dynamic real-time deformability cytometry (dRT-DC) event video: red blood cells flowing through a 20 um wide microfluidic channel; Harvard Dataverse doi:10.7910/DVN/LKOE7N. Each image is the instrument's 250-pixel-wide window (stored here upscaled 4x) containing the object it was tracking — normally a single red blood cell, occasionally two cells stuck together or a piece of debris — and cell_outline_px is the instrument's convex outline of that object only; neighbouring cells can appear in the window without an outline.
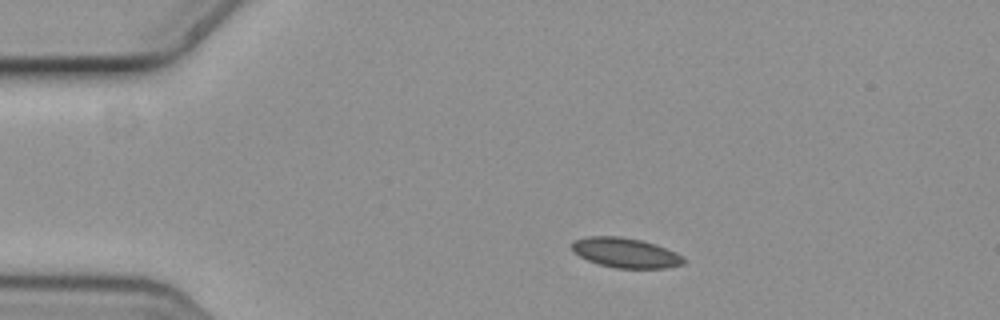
{"species": "common noctule bat (a hibernating species)", "species_latin": "Nyctalus noctula", "temperature_condition": "cold", "stored_images_in_passage": 4, "camera_frame_rate_fps": 3000, "um_per_image_px": 0.085, "animal": {"sex": "female", "body_mass_g": 19.3, "forearm_length_mm": 54.1}, "frame": {"image": 1, "passage_image": 1, "time_ms": 0.0, "image_size_px": [1000, 320], "cell_outline_px": [[688, 260], [684, 264], [668, 268], [616, 268], [600, 264], [588, 260], [572, 252], [572, 240], [588, 236], [620, 236], [640, 240], [656, 244], [676, 252], [684, 256]], "centroid_in_image_um": [53.21, 21.48], "position_along_channel_um": 31.8, "area_um2": 19.65}}
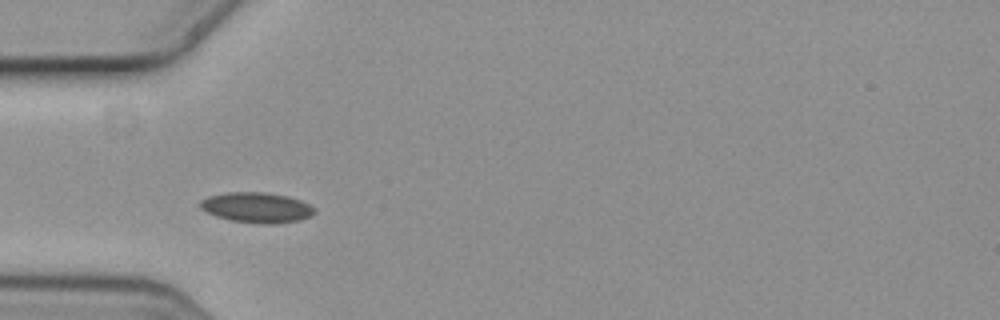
{"frame": {"image": 2, "passage_image": 3, "time_ms": 0.667, "image_size_px": [1000, 320], "cell_outline_px": [[316, 212], [312, 216], [300, 220], [272, 224], [264, 224], [232, 220], [216, 216], [200, 208], [200, 200], [208, 196], [224, 192], [264, 192], [288, 196], [300, 200], [316, 208]], "centroid_in_image_um": [21.84, 17.63], "position_along_channel_um": 63.2, "area_um2": 20.23}}
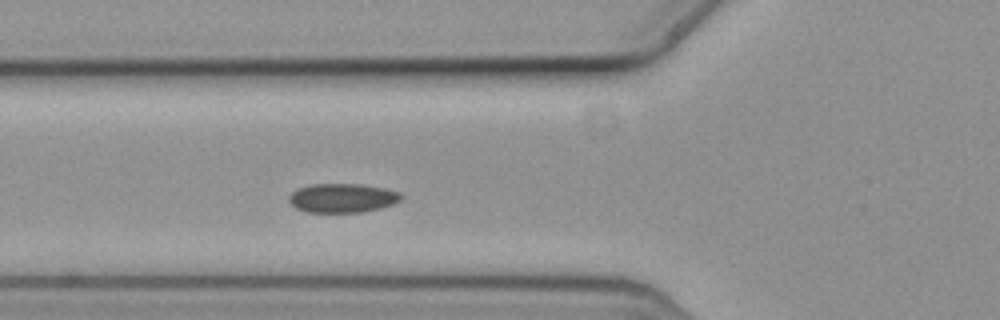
{"frame": {"image": 3, "passage_image": 4, "time_ms": 1.0, "image_size_px": [1000, 320], "cell_outline_px": [[404, 196], [400, 200], [392, 204], [380, 208], [360, 212], [308, 212], [296, 208], [288, 200], [288, 196], [296, 188], [312, 184], [360, 184], [384, 188], [400, 192]], "centroid_in_image_um": [29.09, 16.82], "position_along_channel_um": 96.7, "area_um2": 19.02}}